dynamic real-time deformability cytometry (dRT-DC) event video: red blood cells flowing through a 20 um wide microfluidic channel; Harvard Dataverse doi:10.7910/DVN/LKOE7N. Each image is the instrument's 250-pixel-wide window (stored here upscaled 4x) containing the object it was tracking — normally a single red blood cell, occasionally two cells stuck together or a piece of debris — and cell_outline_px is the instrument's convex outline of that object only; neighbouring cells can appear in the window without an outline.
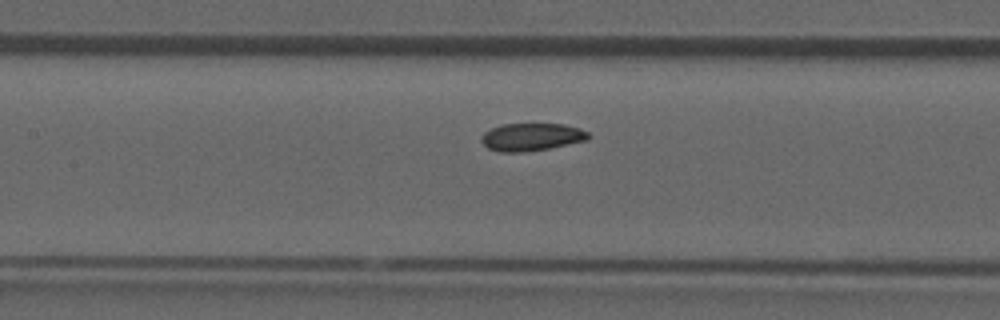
{"species": "common noctule bat (a hibernating species)", "species_latin": "Nyctalus noctula", "temperature_condition": "room temperature", "stored_images_in_passage": 50, "camera_frame_rate_fps": 3000, "um_per_image_px": 0.085, "animal": {"sex": "male", "forearm_length_mm": 52.5}, "frame": {"image": 1, "passage_image": 22, "time_ms": 7.0, "image_size_px": [1000, 320], "cell_outline_px": [[592, 136], [588, 140], [548, 148], [524, 152], [500, 152], [488, 148], [480, 140], [480, 136], [484, 132], [500, 124], [564, 124], [580, 128], [588, 132]], "centroid_in_image_um": [45.18, 11.64], "position_along_channel_um": 162.2, "area_um2": 17.34}}